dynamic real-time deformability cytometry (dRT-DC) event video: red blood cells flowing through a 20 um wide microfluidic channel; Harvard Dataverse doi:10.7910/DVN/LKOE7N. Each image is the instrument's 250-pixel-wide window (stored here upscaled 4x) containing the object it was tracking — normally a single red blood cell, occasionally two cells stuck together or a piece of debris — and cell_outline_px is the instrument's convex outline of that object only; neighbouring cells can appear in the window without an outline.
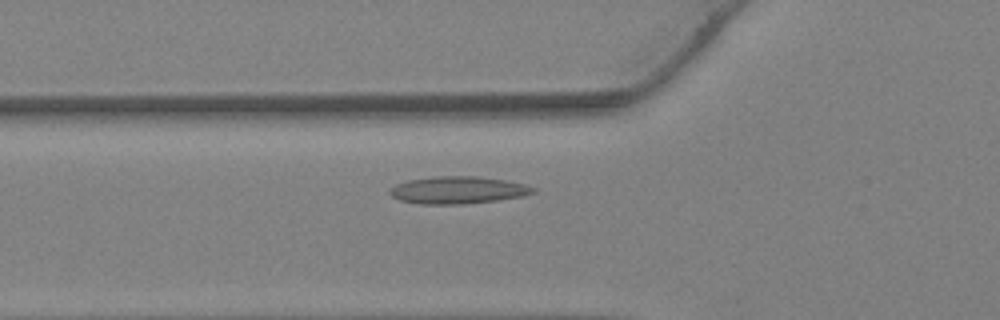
{"species": "Egyptian fruit bat (a non-hibernating species)", "species_latin": "Rousettus aegyptiacus", "temperature_condition": "warm", "stored_images_in_passage": 31, "camera_frame_rate_fps": 3000, "um_per_image_px": 0.085, "animal": {"sex": "female"}, "frame": {"image": 1, "passage_image": 7, "time_ms": 2.0, "image_size_px": [1000, 320], "cell_outline_px": [[536, 192], [520, 196], [496, 200], [464, 204], [420, 204], [400, 200], [392, 196], [388, 192], [396, 184], [408, 180], [432, 176], [476, 176], [504, 180], [524, 184], [536, 188]], "centroid_in_image_um": [38.9, 16.15], "position_along_channel_um": 86.9, "area_um2": 22.66}}
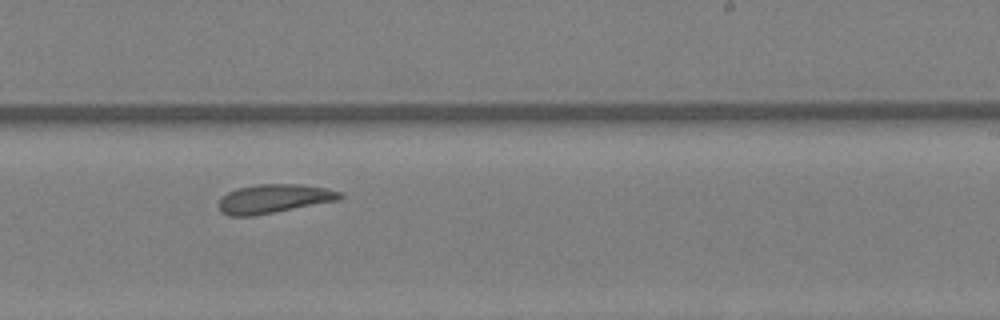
{"frame": {"image": 2, "passage_image": 17, "time_ms": 5.333, "image_size_px": [1000, 320], "cell_outline_px": [[344, 196], [340, 200], [252, 216], [228, 216], [220, 212], [220, 200], [228, 192], [236, 188], [256, 184], [300, 184], [328, 188], [340, 192]], "centroid_in_image_um": [23.3, 16.88], "position_along_channel_um": 265.7, "area_um2": 20.4}}
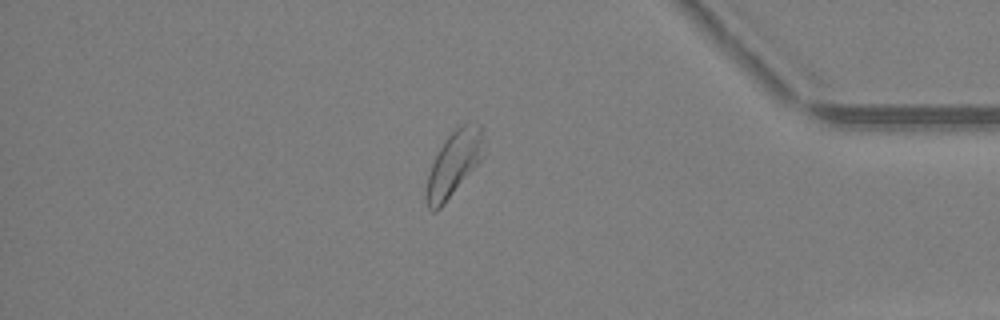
{"frame": {"image": 3, "passage_image": 26, "time_ms": 8.333, "image_size_px": [1000, 320], "cell_outline_px": [[484, 156], [444, 204], [436, 212], [432, 212], [428, 208], [424, 196], [428, 176], [432, 164], [444, 140], [456, 128], [464, 124], [480, 124], [484, 128]], "centroid_in_image_um": [38.59, 13.92], "position_along_channel_um": 396.6, "area_um2": 21.73}}